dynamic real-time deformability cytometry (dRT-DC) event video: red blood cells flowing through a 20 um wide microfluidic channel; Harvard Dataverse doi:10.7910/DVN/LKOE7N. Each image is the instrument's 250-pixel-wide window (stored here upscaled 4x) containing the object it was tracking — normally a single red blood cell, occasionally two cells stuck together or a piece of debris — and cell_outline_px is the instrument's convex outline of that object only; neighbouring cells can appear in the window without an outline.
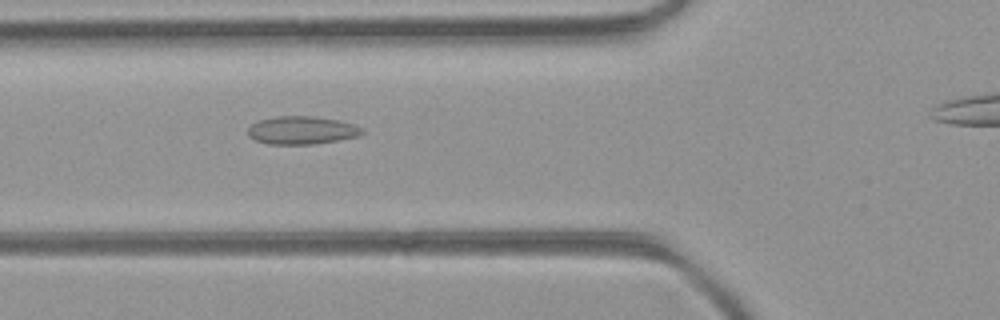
{"species": "common noctule bat (a hibernating species)", "species_latin": "Nyctalus noctula", "temperature_condition": "room temperature", "stored_images_in_passage": 6, "camera_frame_rate_fps": 3000, "um_per_image_px": 0.085, "animal": {"sex": "female", "body_mass_g": 21.9}, "frame": {"image": 1, "passage_image": 5, "time_ms": 1.333, "image_size_px": [1000, 320], "cell_outline_px": [[364, 132], [360, 136], [312, 144], [268, 144], [256, 140], [248, 136], [248, 128], [252, 124], [260, 120], [276, 116], [312, 116], [340, 120], [364, 128]], "centroid_in_image_um": [25.67, 11.07], "position_along_channel_um": 100.1, "area_um2": 18.61}}